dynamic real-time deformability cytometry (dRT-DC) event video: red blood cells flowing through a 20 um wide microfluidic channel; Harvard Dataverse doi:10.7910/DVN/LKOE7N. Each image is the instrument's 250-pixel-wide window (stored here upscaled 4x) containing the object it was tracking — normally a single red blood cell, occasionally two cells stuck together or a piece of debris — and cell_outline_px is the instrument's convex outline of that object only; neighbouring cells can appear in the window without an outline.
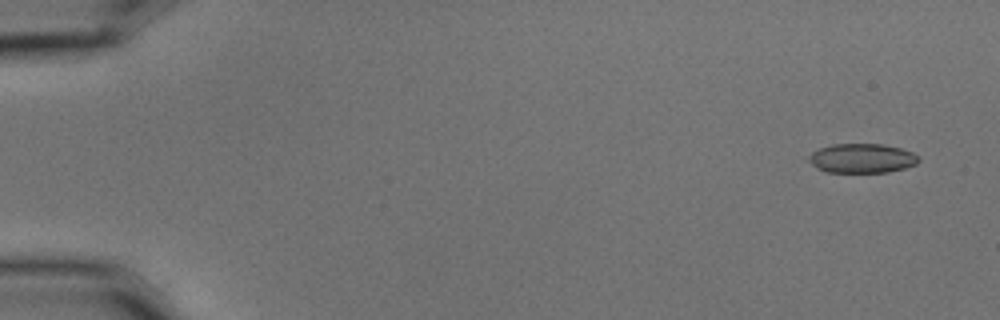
{"species": "common noctule bat (a hibernating species)", "species_latin": "Nyctalus noctula", "temperature_condition": "cold", "stored_images_in_passage": 6, "camera_frame_rate_fps": 3000, "um_per_image_px": 0.085, "animal": {"sex": "male", "body_mass_g": 15.6}, "frame": {"image": 1, "passage_image": 1, "time_ms": 0.0, "image_size_px": [1000, 320], "cell_outline_px": [[920, 160], [916, 164], [904, 168], [888, 172], [828, 172], [816, 168], [808, 160], [808, 156], [812, 152], [820, 148], [832, 144], [884, 144], [900, 148], [912, 152], [920, 156]], "centroid_in_image_um": [73.28, 13.45], "position_along_channel_um": 11.7, "area_um2": 18.84}}
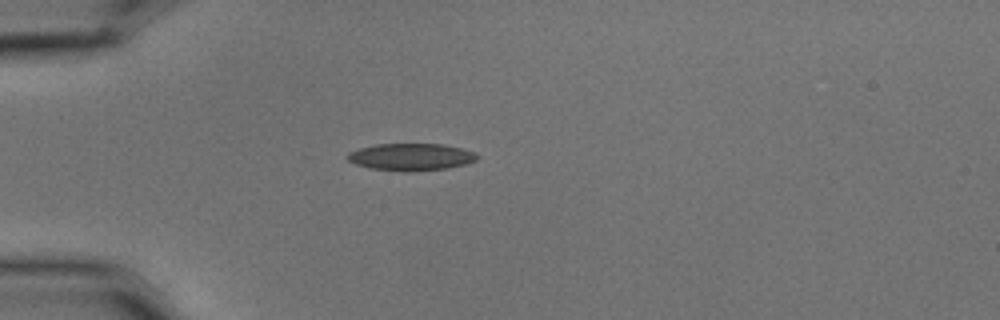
{"frame": {"image": 2, "passage_image": 3, "time_ms": 0.667, "image_size_px": [1000, 320], "cell_outline_px": [[480, 156], [476, 160], [464, 164], [448, 168], [412, 172], [408, 172], [372, 168], [356, 164], [348, 160], [344, 156], [348, 152], [360, 148], [376, 144], [444, 144], [476, 152]], "centroid_in_image_um": [34.94, 13.34], "position_along_channel_um": 50.1, "area_um2": 20.58}}
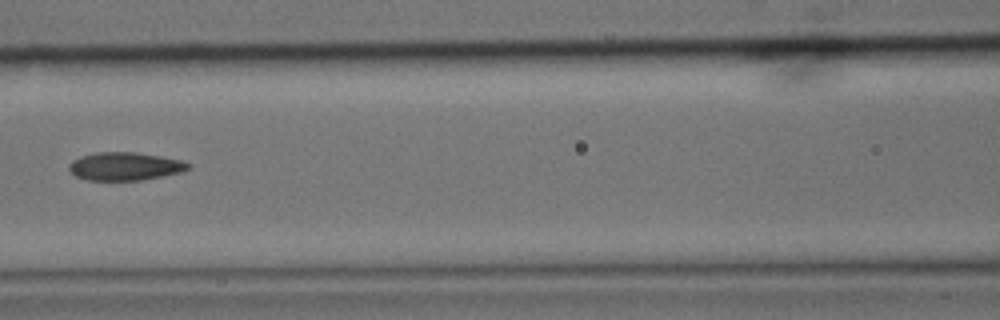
{"frame": {"image": 3, "passage_image": 6, "time_ms": 1.667, "image_size_px": [1000, 320], "cell_outline_px": [[192, 168], [184, 172], [140, 180], [88, 180], [76, 176], [68, 168], [68, 164], [72, 160], [80, 156], [96, 152], [136, 152], [160, 156], [180, 160], [192, 164]], "centroid_in_image_um": [10.65, 14.13], "position_along_channel_um": 156.0, "area_um2": 19.65}}